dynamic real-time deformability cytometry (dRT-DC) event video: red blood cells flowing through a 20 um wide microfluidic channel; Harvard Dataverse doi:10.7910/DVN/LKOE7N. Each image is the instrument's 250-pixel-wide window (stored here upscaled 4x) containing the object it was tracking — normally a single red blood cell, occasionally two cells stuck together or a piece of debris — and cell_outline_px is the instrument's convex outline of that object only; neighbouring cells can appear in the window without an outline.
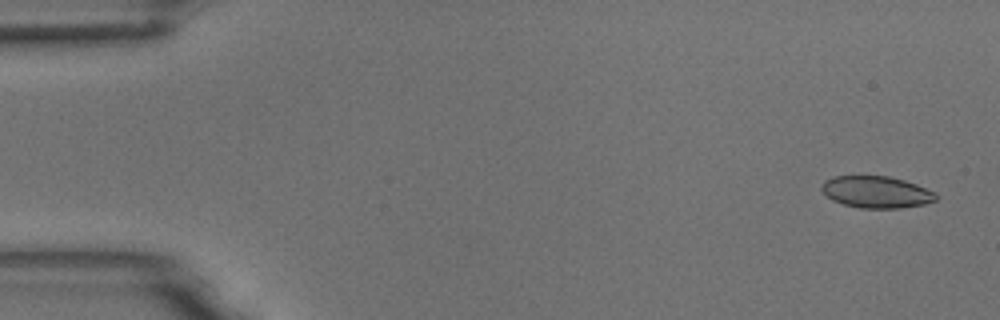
{"species": "common noctule bat (a hibernating species)", "species_latin": "Nyctalus noctula", "temperature_condition": "room temperature", "stored_images_in_passage": 4, "camera_frame_rate_fps": 3000, "um_per_image_px": 0.085, "animal": {"sex": "male", "body_mass_g": 18.8}, "frame": {"image": 1, "passage_image": 1, "time_ms": 0.0, "image_size_px": [1000, 320], "cell_outline_px": [[936, 200], [924, 204], [900, 208], [860, 208], [844, 204], [832, 200], [820, 188], [820, 184], [824, 180], [832, 176], [888, 176], [904, 180], [916, 184], [936, 192]], "centroid_in_image_um": [74.47, 16.31], "position_along_channel_um": 10.5, "area_um2": 21.21}}